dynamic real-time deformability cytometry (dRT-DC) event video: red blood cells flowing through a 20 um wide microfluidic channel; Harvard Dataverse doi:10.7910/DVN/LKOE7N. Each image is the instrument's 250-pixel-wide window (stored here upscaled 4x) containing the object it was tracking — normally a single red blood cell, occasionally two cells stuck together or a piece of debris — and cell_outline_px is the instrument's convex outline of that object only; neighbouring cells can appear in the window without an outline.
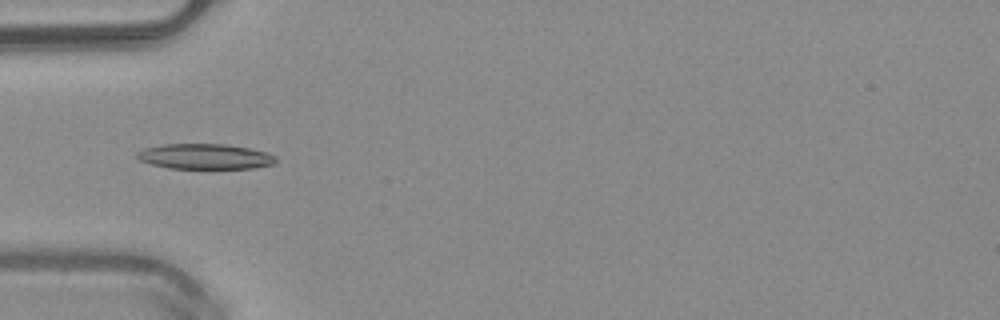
{"species": "common noctule bat (a hibernating species)", "species_latin": "Nyctalus noctula", "temperature_condition": "warm", "stored_images_in_passage": 4, "camera_frame_rate_fps": 3000, "um_per_image_px": 0.085, "animal": {"sex": "male", "body_mass_g": 20.4}, "frame": {"image": 1, "passage_image": 2, "time_ms": 0.333, "image_size_px": [1000, 320], "cell_outline_px": [[276, 160], [272, 164], [252, 168], [168, 168], [152, 164], [140, 160], [136, 156], [136, 152], [144, 148], [164, 144], [224, 144], [248, 148], [268, 152], [276, 156]], "centroid_in_image_um": [17.41, 13.29], "position_along_channel_um": 67.6, "area_um2": 20.35}}